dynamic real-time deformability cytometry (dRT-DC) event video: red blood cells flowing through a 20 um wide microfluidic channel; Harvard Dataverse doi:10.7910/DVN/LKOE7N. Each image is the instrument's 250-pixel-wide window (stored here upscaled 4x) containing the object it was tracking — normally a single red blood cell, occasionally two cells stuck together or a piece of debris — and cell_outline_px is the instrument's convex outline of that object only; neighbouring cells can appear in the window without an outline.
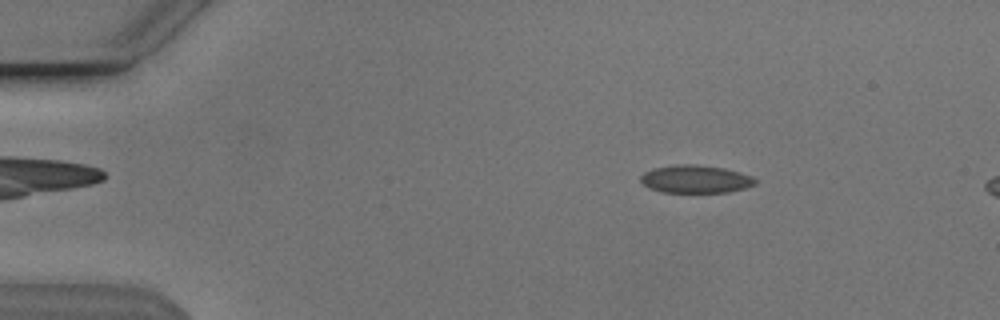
{"species": "Egyptian fruit bat (a non-hibernating species)", "species_latin": "Rousettus aegyptiacus", "temperature_condition": "cold", "stored_images_in_passage": 54, "segment_of_instrument_passage": [1, 2], "camera_frame_rate_fps": 3000, "um_per_image_px": 0.085, "animal": {"sex": "male"}, "frame": {"image": 1, "passage_image": 8, "time_ms": 2.333, "image_size_px": [1000, 320], "cell_outline_px": [[756, 184], [744, 188], [728, 192], [660, 192], [648, 188], [640, 180], [640, 176], [644, 172], [652, 168], [676, 164], [696, 164], [724, 168], [740, 172], [752, 176], [756, 180]], "centroid_in_image_um": [59.09, 15.22], "position_along_channel_um": 25.9, "area_um2": 18.73}}
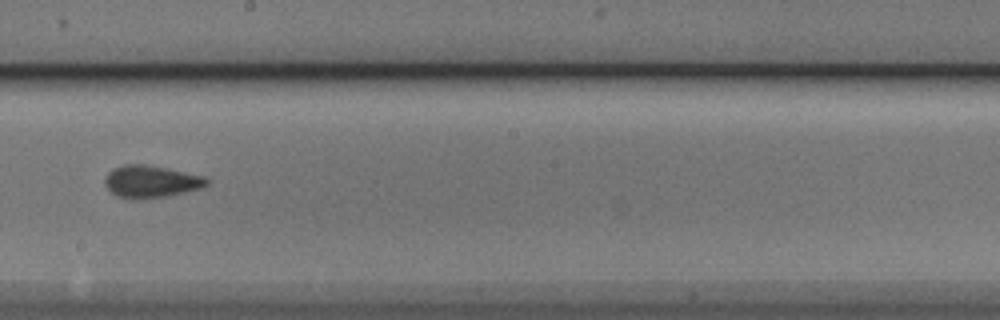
{"frame": {"image": 2, "passage_image": 30, "time_ms": 9.667, "image_size_px": [1000, 320], "cell_outline_px": [[208, 184], [200, 188], [184, 192], [164, 196], [116, 196], [104, 184], [104, 180], [108, 172], [112, 168], [124, 164], [144, 164], [168, 168], [204, 176], [208, 180]], "centroid_in_image_um": [12.83, 15.37], "position_along_channel_um": 235.4, "area_um2": 18.44}}
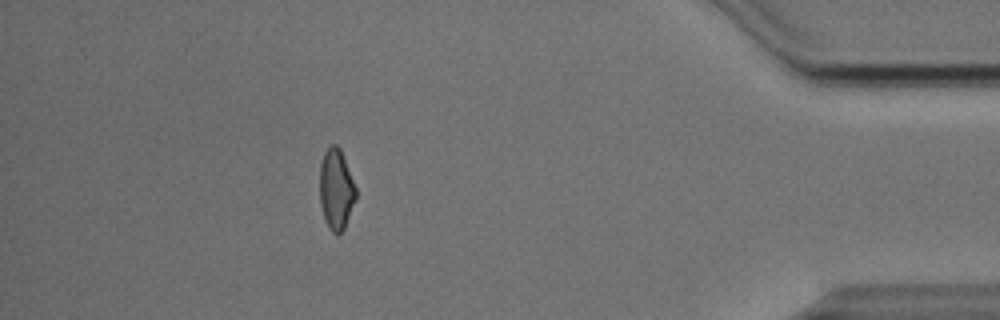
{"frame": {"image": 3, "passage_image": 47, "time_ms": 15.333, "image_size_px": [1000, 320], "cell_outline_px": [[356, 200], [344, 228], [336, 236], [328, 228], [324, 220], [320, 204], [320, 164], [324, 152], [332, 144], [336, 144], [340, 148], [356, 188]], "centroid_in_image_um": [28.56, 16.12], "position_along_channel_um": 406.6, "area_um2": 17.05}}